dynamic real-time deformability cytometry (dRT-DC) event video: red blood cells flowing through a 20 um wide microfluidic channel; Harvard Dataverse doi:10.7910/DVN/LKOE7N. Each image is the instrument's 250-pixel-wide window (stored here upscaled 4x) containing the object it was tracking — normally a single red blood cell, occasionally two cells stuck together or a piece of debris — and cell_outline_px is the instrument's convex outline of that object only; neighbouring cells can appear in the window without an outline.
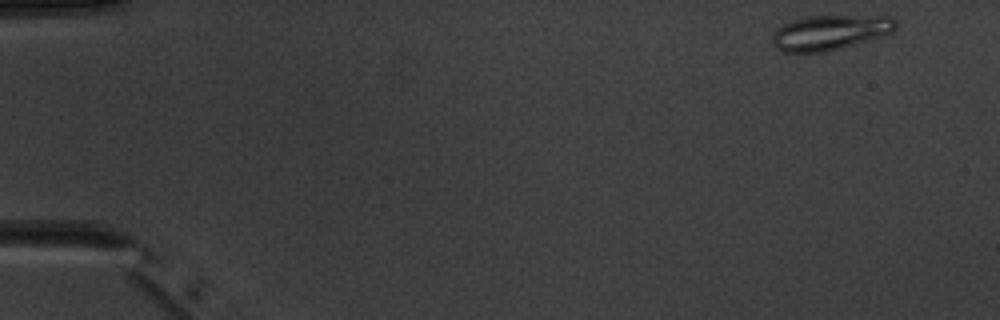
{"species": "common noctule bat (a hibernating species)", "species_latin": "Nyctalus noctula", "temperature_condition": "warm", "stored_images_in_passage": 9, "camera_frame_rate_fps": 3000, "um_per_image_px": 0.085, "animal": {"sex": "male", "body_mass_g": 20.1, "forearm_length_mm": 53.5}, "frame": {"image": 1, "passage_image": 1, "time_ms": 0.0, "image_size_px": [1000, 320], "cell_outline_px": [[896, 28], [892, 32], [868, 40], [840, 48], [824, 52], [784, 52], [776, 48], [772, 44], [772, 36], [776, 28], [792, 20], [808, 16], [892, 16], [896, 20]], "centroid_in_image_um": [70.52, 2.75], "position_along_channel_um": 14.5, "area_um2": 25.03}}
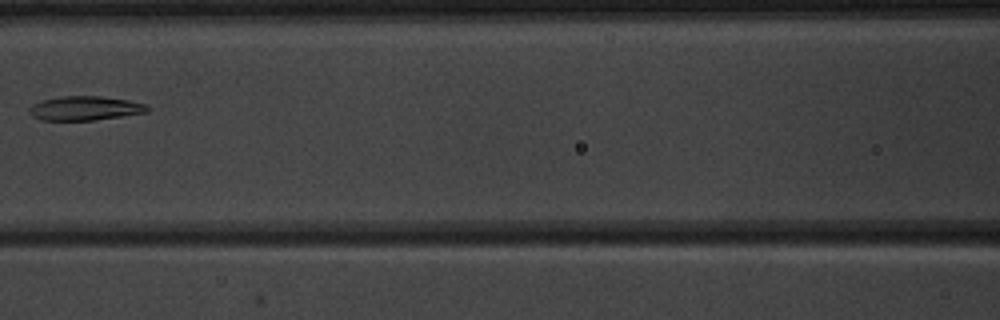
{"frame": {"image": 2, "passage_image": 7, "time_ms": 7.0, "image_size_px": [1000, 320], "cell_outline_px": [[148, 112], [92, 120], [40, 120], [32, 116], [28, 112], [28, 108], [32, 104], [44, 100], [60, 96], [100, 96], [128, 100], [144, 104], [148, 108]], "centroid_in_image_um": [7.16, 9.2], "position_along_channel_um": 159.4, "area_um2": 16.47}}
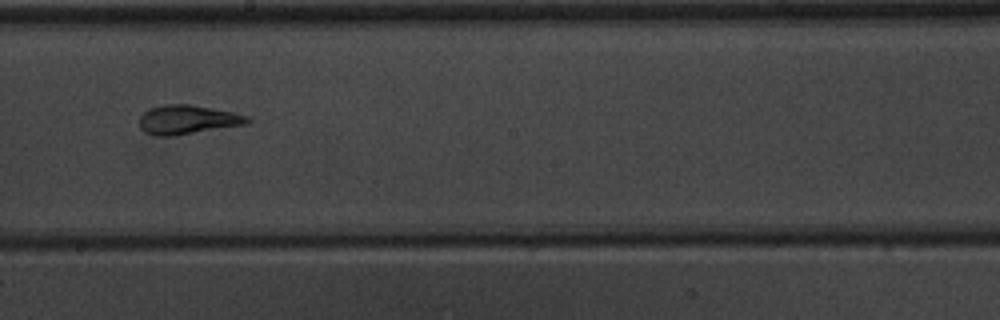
{"frame": {"image": 3, "passage_image": 9, "time_ms": 13.667, "image_size_px": [1000, 320], "cell_outline_px": [[252, 120], [244, 124], [172, 136], [156, 136], [144, 132], [140, 128], [140, 116], [148, 108], [168, 104], [192, 104], [232, 112], [248, 116]], "centroid_in_image_um": [15.9, 10.16], "position_along_channel_um": 232.3, "area_um2": 18.15}}